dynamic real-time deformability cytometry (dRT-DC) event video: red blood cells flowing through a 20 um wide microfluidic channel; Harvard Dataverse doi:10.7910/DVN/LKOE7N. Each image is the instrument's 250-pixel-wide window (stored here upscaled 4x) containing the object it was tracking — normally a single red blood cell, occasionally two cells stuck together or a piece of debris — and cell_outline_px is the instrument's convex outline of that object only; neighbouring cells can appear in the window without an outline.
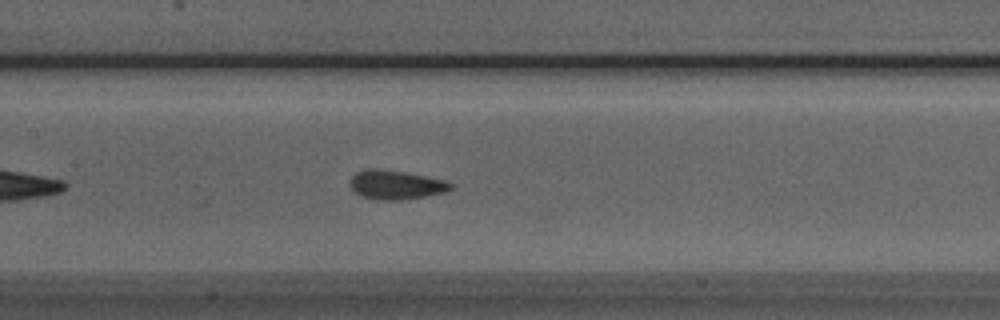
{"species": "Egyptian fruit bat (a non-hibernating species)", "species_latin": "Rousettus aegyptiacus", "temperature_condition": "room temperature", "stored_images_in_passage": 40, "camera_frame_rate_fps": 3000, "um_per_image_px": 0.085, "animal": {"sex": "male"}, "frame": {"image": 1, "passage_image": 13, "time_ms": 4.0, "image_size_px": [1000, 320], "cell_outline_px": [[456, 188], [444, 192], [424, 196], [400, 200], [376, 200], [360, 196], [352, 188], [352, 176], [356, 172], [404, 172], [444, 180], [456, 184]], "centroid_in_image_um": [33.77, 15.77], "position_along_channel_um": 173.6, "area_um2": 16.18}}
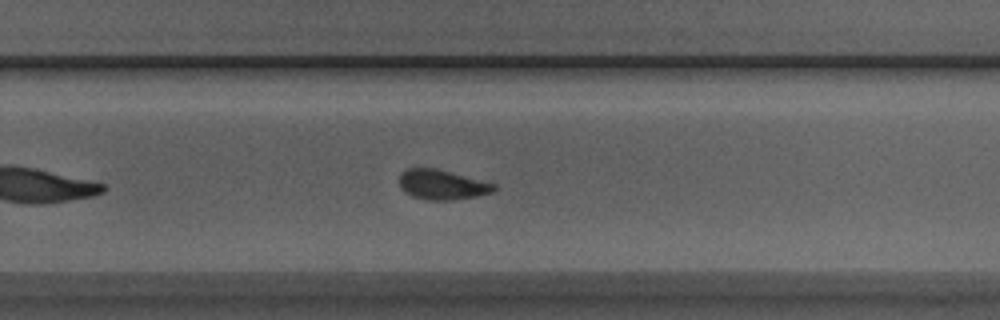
{"frame": {"image": 2, "passage_image": 22, "time_ms": 7.0, "image_size_px": [1000, 320], "cell_outline_px": [[496, 188], [492, 192], [476, 196], [452, 200], [424, 200], [412, 196], [400, 184], [400, 172], [408, 168], [436, 168], [496, 184]], "centroid_in_image_um": [37.58, 15.69], "position_along_channel_um": 292.2, "area_um2": 16.24}}
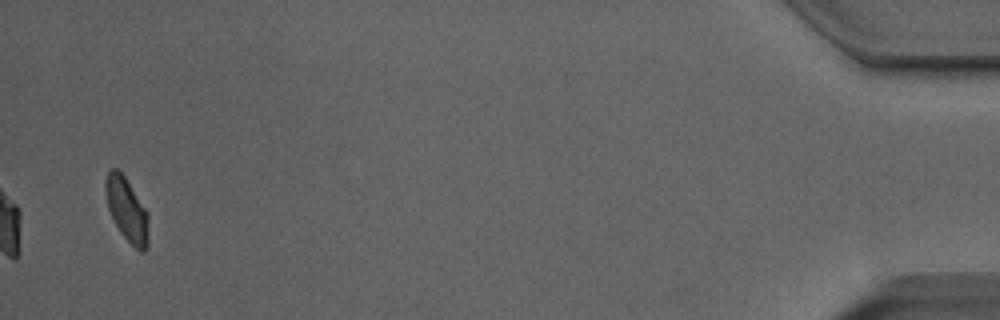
{"frame": {"image": 3, "passage_image": 39, "time_ms": 12.667, "image_size_px": [1000, 320], "cell_outline_px": [[148, 244], [144, 252], [140, 252], [120, 232], [108, 208], [104, 192], [104, 184], [108, 172], [112, 168], [116, 168], [124, 176], [148, 212]], "centroid_in_image_um": [10.78, 17.82], "position_along_channel_um": 424.4, "area_um2": 15.78}, "authors_computed_cell_mechanics": {"area_um2": 16.7909, "velocity_mm_per_s": 3.9659, "shape_relaxation_time_tau1_ms": 5.2115, "shape_relaxation_time_tau2_ms": null, "deformation_change_tau1": 0.1064, "deformation_change_tau2": null}}